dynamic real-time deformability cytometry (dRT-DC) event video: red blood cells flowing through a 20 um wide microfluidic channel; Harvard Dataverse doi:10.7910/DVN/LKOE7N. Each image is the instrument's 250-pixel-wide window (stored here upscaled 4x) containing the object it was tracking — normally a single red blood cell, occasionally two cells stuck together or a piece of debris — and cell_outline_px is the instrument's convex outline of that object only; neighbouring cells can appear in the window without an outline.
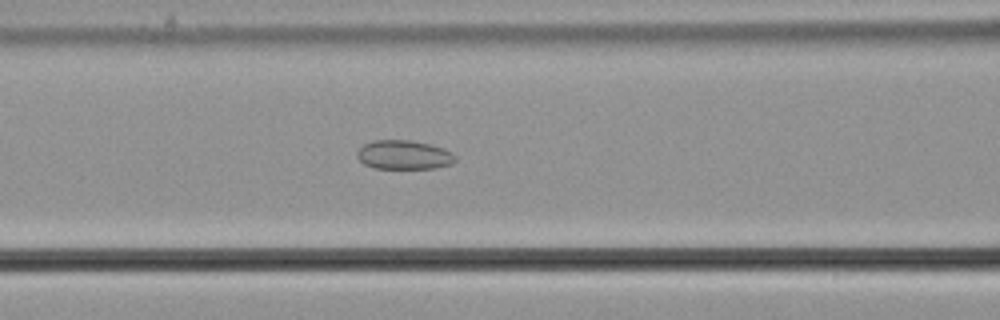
{"species": "common noctule bat (a hibernating species)", "species_latin": "Nyctalus noctula", "temperature_condition": "cold", "stored_images_in_passage": 56, "camera_frame_rate_fps": 3000, "um_per_image_px": 0.085, "animal": {"sex": "male", "body_mass_g": 21.5, "forearm_length_mm": 52.0}, "frame": {"image": 1, "passage_image": 24, "time_ms": 7.667, "image_size_px": [1000, 320], "cell_outline_px": [[456, 160], [452, 164], [436, 168], [376, 168], [364, 164], [356, 156], [356, 152], [364, 144], [372, 140], [412, 140], [432, 144], [444, 148], [452, 152], [456, 156]], "centroid_in_image_um": [34.36, 13.15], "position_along_channel_um": 132.2, "area_um2": 16.82}}
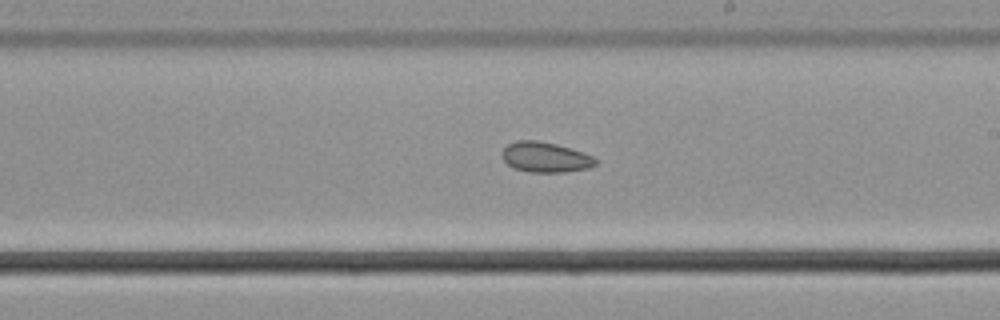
{"frame": {"image": 2, "passage_image": 33, "time_ms": 10.667, "image_size_px": [1000, 320], "cell_outline_px": [[596, 164], [588, 168], [564, 172], [528, 172], [512, 168], [500, 156], [504, 148], [508, 144], [516, 140], [536, 140], [556, 144], [584, 152], [592, 156], [596, 160]], "centroid_in_image_um": [46.32, 13.36], "position_along_channel_um": 242.7, "area_um2": 16.53}}
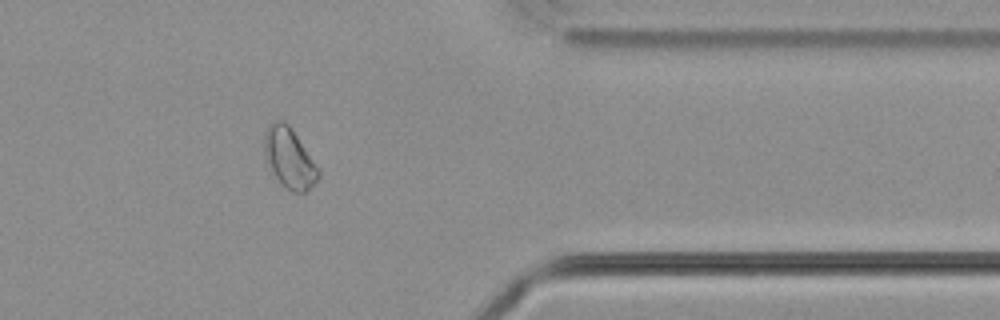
{"frame": {"image": 3, "passage_image": 46, "time_ms": 15.0, "image_size_px": [1000, 320], "cell_outline_px": [[320, 176], [304, 192], [292, 192], [284, 188], [272, 172], [264, 156], [264, 132], [276, 120], [284, 120], [292, 128], [320, 168]], "centroid_in_image_um": [24.6, 13.43], "position_along_channel_um": 386.8, "area_um2": 19.02}}